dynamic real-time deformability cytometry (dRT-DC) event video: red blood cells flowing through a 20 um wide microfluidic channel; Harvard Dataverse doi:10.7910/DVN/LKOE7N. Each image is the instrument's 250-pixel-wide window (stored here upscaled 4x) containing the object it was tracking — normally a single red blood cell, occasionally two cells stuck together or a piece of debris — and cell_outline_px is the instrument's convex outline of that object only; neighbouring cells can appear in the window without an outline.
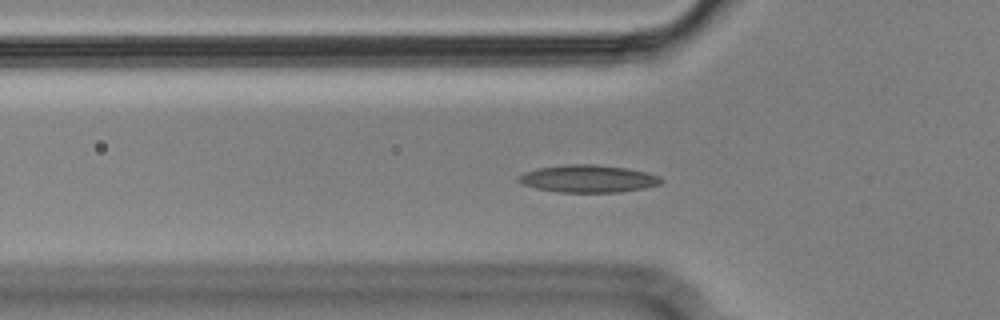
{"species": "Egyptian fruit bat (a non-hibernating species)", "species_latin": "Rousettus aegyptiacus", "temperature_condition": "cold", "stored_images_in_passage": 42, "camera_frame_rate_fps": 3000, "um_per_image_px": 0.085, "animal": {"sex": "male"}, "frame": {"image": 1, "passage_image": 3, "time_ms": 0.667, "image_size_px": [1000, 320], "cell_outline_px": [[664, 180], [660, 184], [644, 188], [620, 192], [560, 192], [536, 188], [524, 184], [516, 180], [520, 176], [528, 172], [540, 168], [564, 164], [596, 164], [628, 168], [648, 172], [660, 176]], "centroid_in_image_um": [50.07, 15.18], "position_along_channel_um": 75.7, "area_um2": 22.72}}
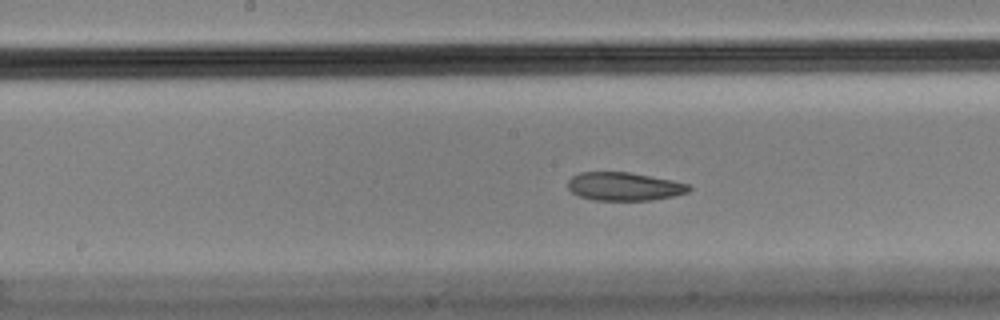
{"frame": {"image": 2, "passage_image": 13, "time_ms": 4.0, "image_size_px": [1000, 320], "cell_outline_px": [[692, 188], [688, 192], [672, 196], [652, 200], [596, 200], [580, 196], [572, 192], [568, 188], [568, 180], [572, 176], [580, 172], [632, 172], [672, 180], [688, 184]], "centroid_in_image_um": [53.06, 15.84], "position_along_channel_um": 195.1, "area_um2": 19.94}}
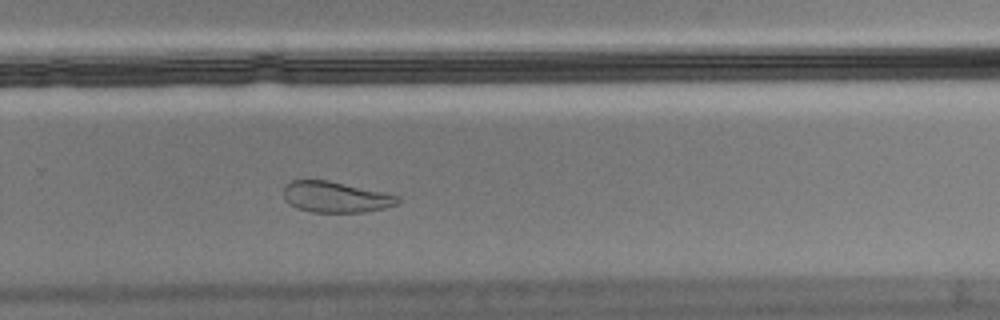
{"frame": {"image": 3, "passage_image": 22, "time_ms": 7.0, "image_size_px": [1000, 320], "cell_outline_px": [[400, 204], [384, 208], [364, 212], [312, 212], [296, 208], [288, 204], [284, 200], [284, 184], [292, 180], [328, 180], [400, 196]], "centroid_in_image_um": [28.51, 16.75], "position_along_channel_um": 301.3, "area_um2": 20.69}, "authors_computed_cell_mechanics": {"area_um2": 22.1952, "velocity_mm_per_s": 3.5532, "shape_relaxation_time_tau1_ms": null, "shape_relaxation_time_tau2_ms": 3.7398, "deformation_change_tau1": null, "deformation_change_tau2": 0.0866}}